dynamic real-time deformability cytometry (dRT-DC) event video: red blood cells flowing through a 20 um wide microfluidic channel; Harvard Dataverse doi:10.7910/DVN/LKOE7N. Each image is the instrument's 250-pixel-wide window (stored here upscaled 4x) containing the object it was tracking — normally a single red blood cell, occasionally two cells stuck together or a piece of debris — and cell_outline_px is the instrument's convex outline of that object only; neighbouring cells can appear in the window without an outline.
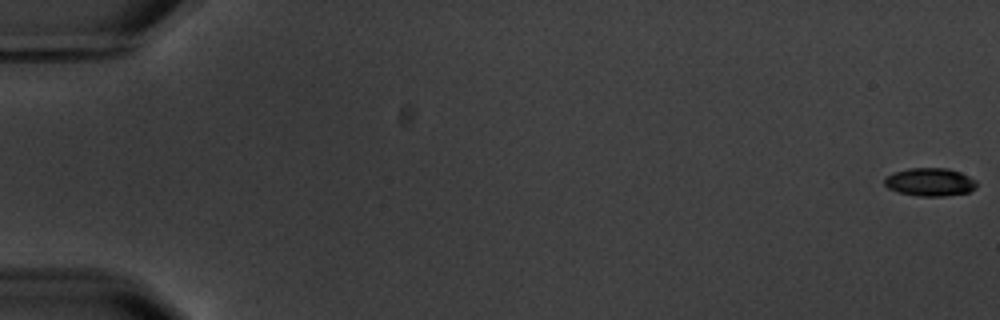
{"species": "common noctule bat (a hibernating species)", "species_latin": "Nyctalus noctula", "temperature_condition": "warm", "stored_images_in_passage": 7, "segment_of_instrument_passage": [1, 2], "camera_frame_rate_fps": 3000, "um_per_image_px": 0.085, "animal": {"sex": "male", "body_mass_g": 20.1, "forearm_length_mm": 53.5}, "frame": {"image": 1, "passage_image": 1, "time_ms": 0.0, "image_size_px": [1000, 320], "cell_outline_px": [[976, 188], [968, 192], [944, 196], [920, 196], [900, 192], [888, 188], [884, 184], [884, 180], [892, 172], [908, 168], [948, 168], [960, 172], [976, 180]], "centroid_in_image_um": [79.05, 15.46], "position_along_channel_um": 6.0, "area_um2": 15.03}}
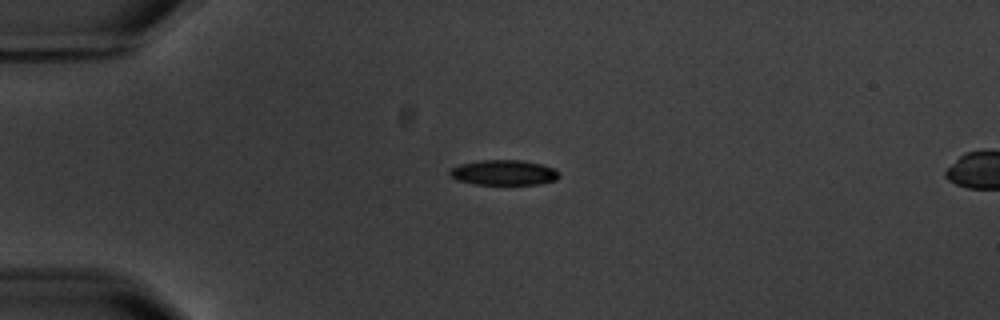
{"frame": {"image": 2, "passage_image": 5, "time_ms": 5.0, "image_size_px": [1000, 320], "cell_outline_px": [[560, 176], [556, 180], [540, 184], [476, 184], [456, 180], [448, 172], [452, 168], [460, 164], [480, 160], [520, 160], [540, 164], [556, 168], [560, 172]], "centroid_in_image_um": [42.86, 14.67], "position_along_channel_um": 42.1, "area_um2": 16.07}}